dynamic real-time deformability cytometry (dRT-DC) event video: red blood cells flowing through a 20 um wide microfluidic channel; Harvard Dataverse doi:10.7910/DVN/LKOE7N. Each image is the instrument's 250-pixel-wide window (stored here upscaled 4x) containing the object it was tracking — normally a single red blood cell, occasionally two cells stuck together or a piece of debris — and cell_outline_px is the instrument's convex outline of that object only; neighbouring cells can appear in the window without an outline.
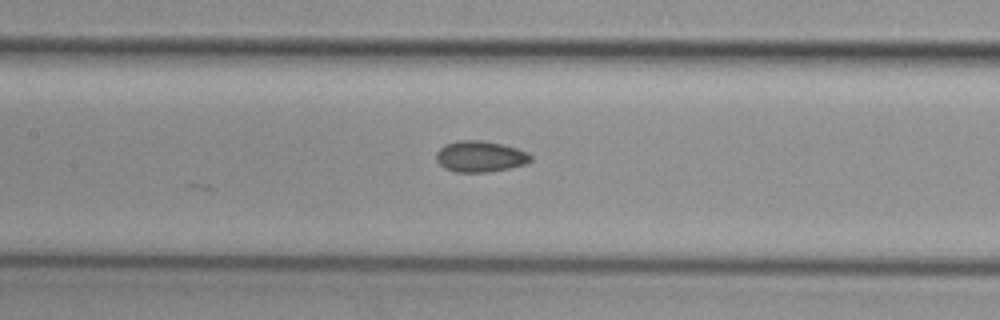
{"species": "common noctule bat (a hibernating species)", "species_latin": "Nyctalus noctula", "temperature_condition": "cold", "stored_images_in_passage": 16, "camera_frame_rate_fps": 3000, "um_per_image_px": 0.085, "animal": {"sex": "female", "body_mass_g": 29.2, "forearm_length_mm": 56.3}, "frame": {"image": 1, "passage_image": 16, "time_ms": 5.0, "image_size_px": [1000, 320], "cell_outline_px": [[532, 160], [524, 164], [508, 168], [484, 172], [456, 172], [444, 168], [436, 160], [436, 152], [444, 144], [460, 140], [484, 140], [516, 148], [528, 152], [532, 156]], "centroid_in_image_um": [40.79, 13.29], "position_along_channel_um": 166.6, "area_um2": 17.05}}